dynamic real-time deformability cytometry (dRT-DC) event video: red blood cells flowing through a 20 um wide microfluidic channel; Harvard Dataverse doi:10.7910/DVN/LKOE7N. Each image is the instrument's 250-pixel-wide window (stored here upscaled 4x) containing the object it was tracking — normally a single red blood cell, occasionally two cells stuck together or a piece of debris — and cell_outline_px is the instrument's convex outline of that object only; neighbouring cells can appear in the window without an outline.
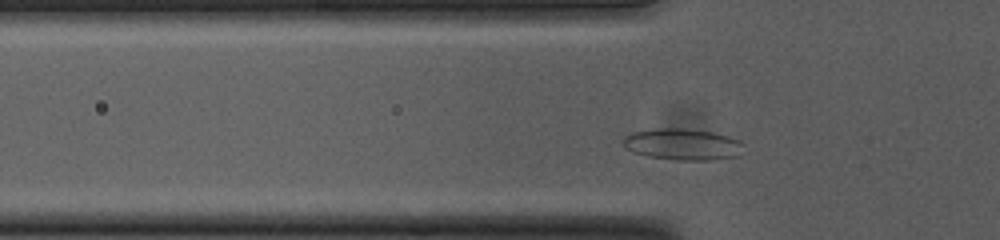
{"species": "common noctule bat (a hibernating species)", "species_latin": "Nyctalus noctula", "temperature_condition": "cold", "stored_images_in_passage": 35, "camera_frame_rate_fps": 3000, "um_per_image_px": 0.085, "animal": {"sex": "female", "body_mass_g": 23.0, "forearm_length_mm": 53.4}, "frame": {"image": 1, "passage_image": 7, "time_ms": 2.0, "image_size_px": [1000, 240], "cell_outline_px": [[748, 152], [740, 156], [712, 160], [680, 160], [648, 156], [632, 152], [624, 144], [624, 136], [632, 132], [656, 128], [684, 128], [712, 132], [728, 136], [740, 140], [744, 144]], "centroid_in_image_um": [58.13, 12.27], "position_along_channel_um": 67.7, "area_um2": 22.43}}
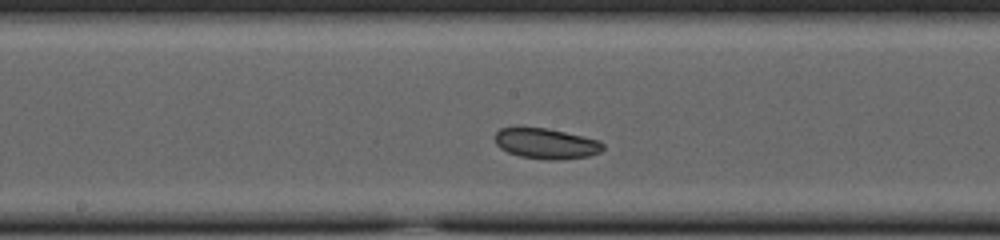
{"frame": {"image": 2, "passage_image": 18, "time_ms": 5.667, "image_size_px": [1000, 240], "cell_outline_px": [[604, 148], [600, 152], [588, 156], [556, 160], [544, 160], [520, 156], [508, 152], [500, 148], [496, 144], [496, 132], [500, 128], [516, 124], [548, 128], [600, 140], [604, 144]], "centroid_in_image_um": [46.37, 12.16], "position_along_channel_um": 201.8, "area_um2": 19.83}}
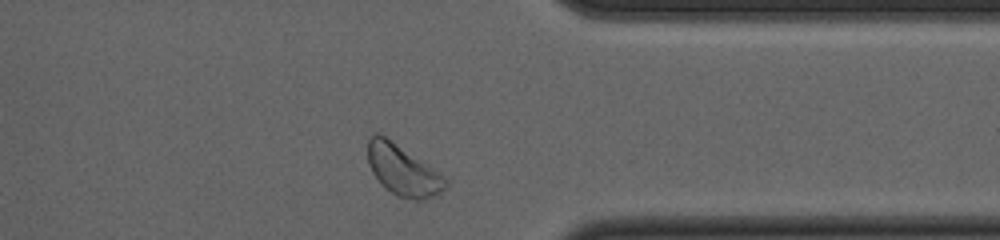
{"frame": {"image": 3, "passage_image": 33, "time_ms": 10.667, "image_size_px": [1000, 240], "cell_outline_px": [[448, 188], [424, 200], [416, 200], [400, 196], [384, 188], [372, 172], [368, 164], [368, 140], [376, 132], [380, 132], [444, 176], [448, 180]], "centroid_in_image_um": [34.23, 14.47], "position_along_channel_um": 377.2, "area_um2": 22.72}, "authors_computed_cell_mechanics": {"area_um2": 20.1144, "velocity_mm_per_s": 3.6542, "shape_relaxation_time_tau1_ms": 8.956, "shape_relaxation_time_tau2_ms": 6.3164, "deformation_change_tau1": 0.1007, "deformation_change_tau2": 0.0897}}